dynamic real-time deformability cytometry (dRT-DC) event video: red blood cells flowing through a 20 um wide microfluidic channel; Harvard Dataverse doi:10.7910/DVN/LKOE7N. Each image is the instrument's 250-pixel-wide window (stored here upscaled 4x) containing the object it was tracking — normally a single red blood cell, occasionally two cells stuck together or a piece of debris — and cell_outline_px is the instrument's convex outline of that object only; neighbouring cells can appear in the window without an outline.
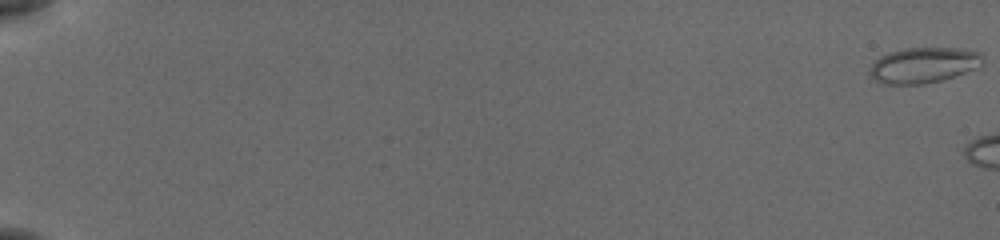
{"species": "common noctule bat (a hibernating species)", "species_latin": "Nyctalus noctula", "temperature_condition": "cold", "stored_images_in_passage": 19, "camera_frame_rate_fps": 3000, "um_per_image_px": 0.085, "animal": {"sex": "female", "body_mass_g": 19.5, "forearm_length_mm": 54.1}, "frame": {"image": 1, "passage_image": 1, "time_ms": 0.0, "image_size_px": [1000, 240], "cell_outline_px": [[984, 60], [980, 64], [964, 72], [940, 80], [924, 84], [880, 84], [868, 72], [872, 64], [880, 56], [888, 52], [904, 48], [960, 48], [980, 52], [984, 56]], "centroid_in_image_um": [78.46, 5.52], "position_along_channel_um": 6.5, "area_um2": 23.24}}